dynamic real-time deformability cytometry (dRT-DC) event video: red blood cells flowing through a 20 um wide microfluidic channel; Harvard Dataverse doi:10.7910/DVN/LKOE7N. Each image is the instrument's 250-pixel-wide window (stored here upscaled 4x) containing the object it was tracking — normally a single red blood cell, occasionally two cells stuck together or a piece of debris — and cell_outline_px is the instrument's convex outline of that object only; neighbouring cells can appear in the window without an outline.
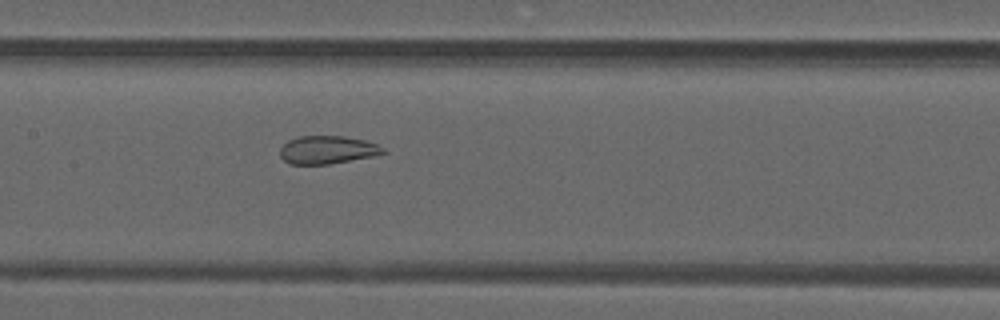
{"species": "common noctule bat (a hibernating species)", "species_latin": "Nyctalus noctula", "temperature_condition": "warm", "stored_images_in_passage": 49, "camera_frame_rate_fps": 3000, "um_per_image_px": 0.085, "animal": {"sex": "male", "forearm_length_mm": 52.5}, "frame": {"image": 1, "passage_image": 24, "time_ms": 7.667, "image_size_px": [1000, 320], "cell_outline_px": [[388, 152], [372, 156], [328, 164], [288, 164], [280, 156], [280, 148], [288, 140], [296, 136], [344, 136], [364, 140], [376, 144], [384, 148]], "centroid_in_image_um": [27.8, 12.73], "position_along_channel_um": 179.6, "area_um2": 16.82}}
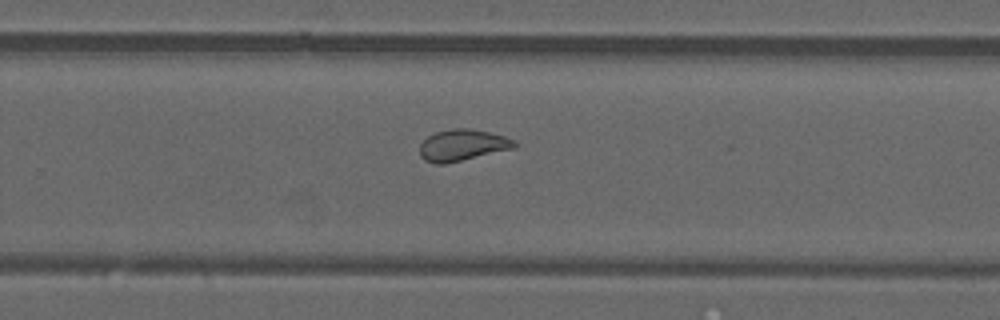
{"frame": {"image": 2, "passage_image": 32, "time_ms": 10.333, "image_size_px": [1000, 320], "cell_outline_px": [[516, 148], [444, 164], [436, 164], [424, 160], [420, 156], [420, 144], [428, 136], [436, 132], [452, 128], [468, 128], [488, 132], [504, 136], [516, 140]], "centroid_in_image_um": [39.31, 12.34], "position_along_channel_um": 290.5, "area_um2": 17.34}}
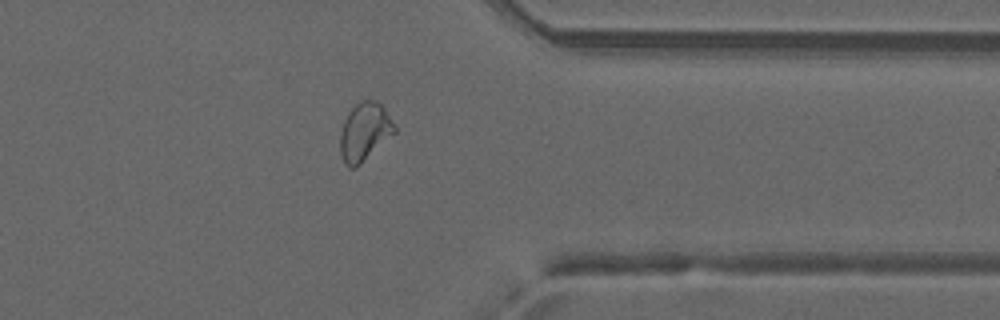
{"frame": {"image": 3, "passage_image": 39, "time_ms": 12.667, "image_size_px": [1000, 320], "cell_outline_px": [[396, 132], [356, 168], [348, 168], [344, 164], [340, 152], [340, 132], [344, 120], [348, 112], [360, 100], [376, 100], [384, 108], [396, 128]], "centroid_in_image_um": [30.97, 11.22], "position_along_channel_um": 380.4, "area_um2": 18.44}, "authors_computed_cell_mechanics": {"area_um2": 21.0392, "velocity_mm_per_s": 4.1762, "shape_relaxation_time_tau1_ms": null, "shape_relaxation_time_tau2_ms": 1.3447, "deformation_change_tau1": null, "deformation_change_tau2": 0.0757}}